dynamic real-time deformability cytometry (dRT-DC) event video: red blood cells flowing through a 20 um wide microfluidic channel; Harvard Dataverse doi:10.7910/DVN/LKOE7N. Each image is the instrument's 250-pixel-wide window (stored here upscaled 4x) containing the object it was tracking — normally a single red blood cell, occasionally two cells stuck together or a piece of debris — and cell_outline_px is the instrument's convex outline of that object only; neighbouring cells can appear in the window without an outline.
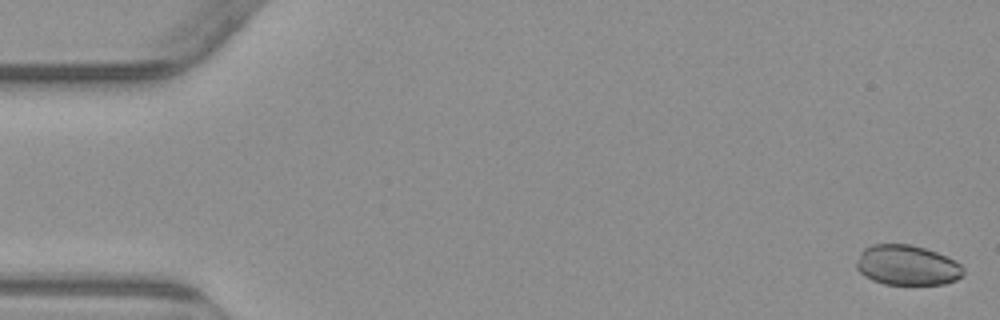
{"species": "common noctule bat (a hibernating species)", "species_latin": "Nyctalus noctula", "temperature_condition": "warm", "stored_images_in_passage": 5, "camera_frame_rate_fps": 3000, "um_per_image_px": 0.085, "animal": {"sex": "male", "body_mass_g": 23.1, "forearm_length_mm": 52.7}, "frame": {"image": 1, "passage_image": 1, "time_ms": 0.0, "image_size_px": [1000, 320], "cell_outline_px": [[964, 276], [956, 280], [944, 284], [884, 284], [872, 280], [864, 276], [856, 268], [856, 264], [860, 252], [864, 248], [872, 244], [908, 244], [924, 248], [936, 252], [960, 264], [964, 268]], "centroid_in_image_um": [77.09, 22.55], "position_along_channel_um": 7.9, "area_um2": 24.97}}
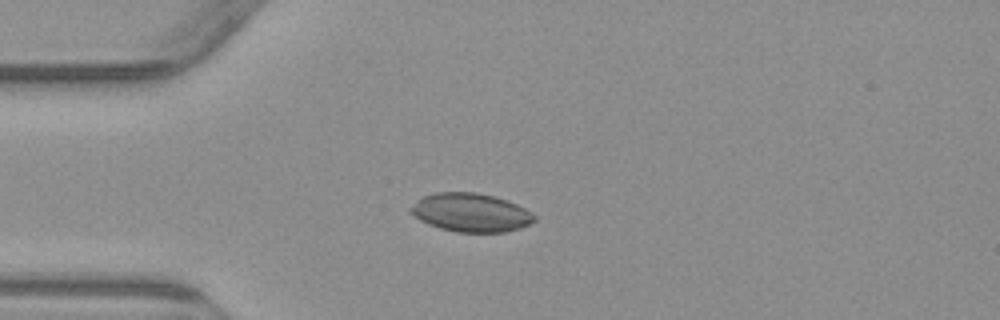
{"frame": {"image": 2, "passage_image": 4, "time_ms": 4.333, "image_size_px": [1000, 320], "cell_outline_px": [[536, 220], [520, 228], [504, 232], [456, 232], [440, 228], [428, 224], [420, 220], [408, 212], [408, 208], [424, 196], [436, 192], [476, 192], [496, 196], [508, 200], [532, 212], [536, 216]], "centroid_in_image_um": [40.02, 18.06], "position_along_channel_um": 45.0, "area_um2": 27.92}}
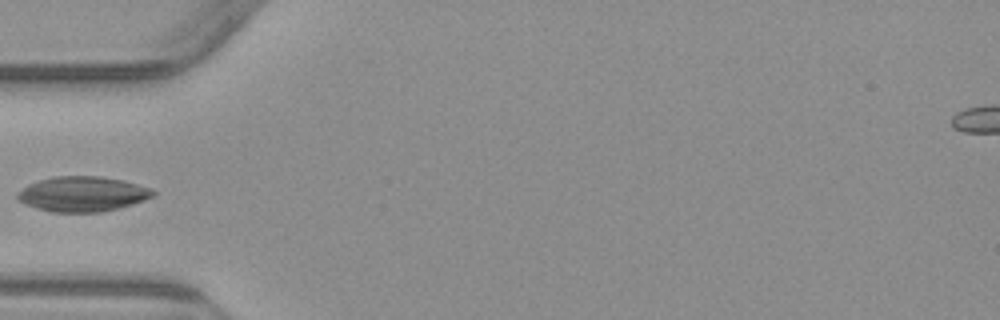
{"frame": {"image": 3, "passage_image": 5, "time_ms": 5.667, "image_size_px": [1000, 320], "cell_outline_px": [[156, 196], [120, 208], [100, 212], [52, 212], [36, 208], [24, 204], [16, 196], [16, 192], [28, 184], [52, 176], [100, 176], [124, 180], [152, 188], [156, 192]], "centroid_in_image_um": [7.03, 16.49], "position_along_channel_um": 78.0, "area_um2": 27.98}}